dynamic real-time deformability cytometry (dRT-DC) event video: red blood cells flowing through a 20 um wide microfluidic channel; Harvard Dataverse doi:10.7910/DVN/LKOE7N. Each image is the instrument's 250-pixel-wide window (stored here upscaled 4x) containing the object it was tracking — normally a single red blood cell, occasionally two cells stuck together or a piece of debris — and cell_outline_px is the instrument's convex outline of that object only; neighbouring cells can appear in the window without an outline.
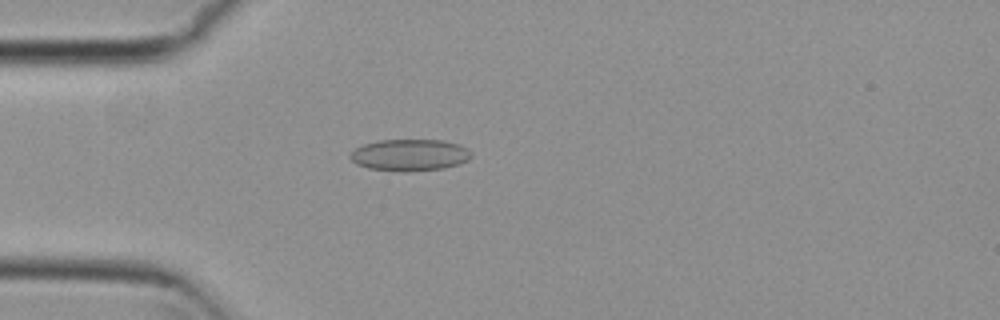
{"species": "common noctule bat (a hibernating species)", "species_latin": "Nyctalus noctula", "temperature_condition": "cold", "stored_images_in_passage": 3, "camera_frame_rate_fps": 3000, "um_per_image_px": 0.085, "animal": {"sex": "female", "body_mass_g": 29.2, "forearm_length_mm": 56.3}, "frame": {"image": 1, "passage_image": 3, "time_ms": 0.667, "image_size_px": [1000, 320], "cell_outline_px": [[472, 156], [468, 160], [460, 164], [444, 168], [368, 168], [356, 164], [348, 156], [356, 148], [364, 144], [380, 140], [444, 140], [460, 144], [472, 152]], "centroid_in_image_um": [34.88, 13.11], "position_along_channel_um": 50.1, "area_um2": 21.39}}